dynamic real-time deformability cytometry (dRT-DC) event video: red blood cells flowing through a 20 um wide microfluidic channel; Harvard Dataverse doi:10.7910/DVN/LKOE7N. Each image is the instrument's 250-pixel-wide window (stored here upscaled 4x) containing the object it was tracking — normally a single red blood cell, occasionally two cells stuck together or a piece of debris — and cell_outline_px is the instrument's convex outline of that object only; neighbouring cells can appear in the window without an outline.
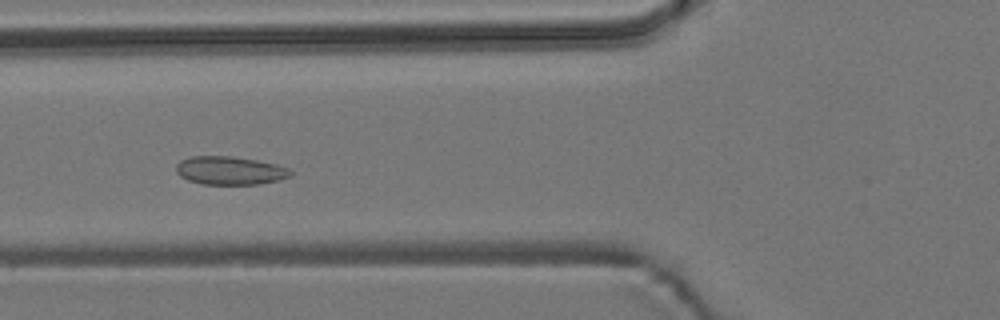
{"species": "common noctule bat (a hibernating species)", "species_latin": "Nyctalus noctula", "temperature_condition": "room temperature", "stored_images_in_passage": 54, "camera_frame_rate_fps": 3000, "um_per_image_px": 0.085, "animal": {"sex": "male", "body_mass_g": 19.2, "forearm_length_mm": 51.8}, "frame": {"image": 1, "passage_image": 18, "time_ms": 5.667, "image_size_px": [1000, 320], "cell_outline_px": [[292, 176], [260, 184], [204, 184], [188, 180], [180, 176], [176, 172], [176, 164], [180, 160], [192, 156], [232, 156], [256, 160], [276, 164], [288, 168], [292, 172]], "centroid_in_image_um": [19.53, 14.49], "position_along_channel_um": 106.3, "area_um2": 18.84}}
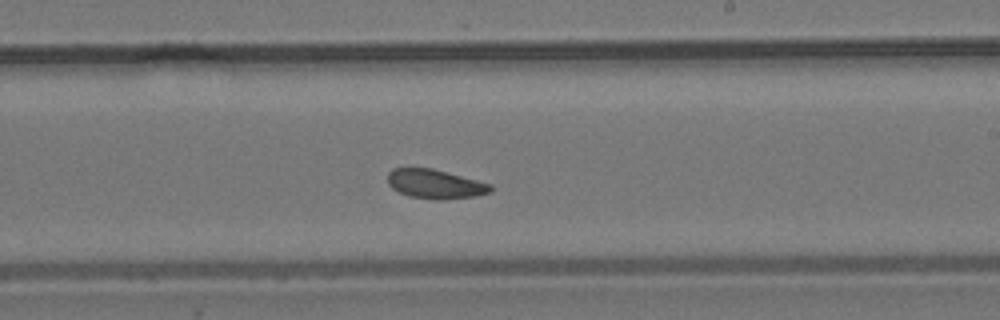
{"frame": {"image": 2, "passage_image": 30, "time_ms": 9.667, "image_size_px": [1000, 320], "cell_outline_px": [[492, 192], [476, 196], [444, 200], [436, 200], [408, 196], [392, 188], [388, 184], [388, 172], [392, 168], [432, 168], [492, 184]], "centroid_in_image_um": [37.0, 15.65], "position_along_channel_um": 252.0, "area_um2": 17.63}}
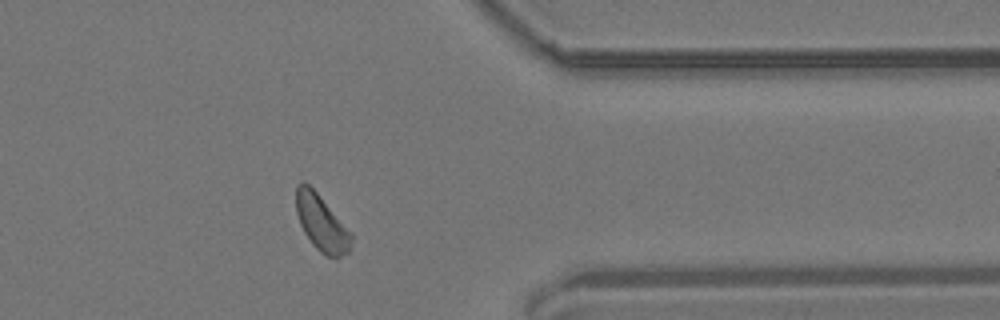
{"frame": {"image": 3, "passage_image": 42, "time_ms": 13.667, "image_size_px": [1000, 320], "cell_outline_px": [[352, 240], [348, 252], [336, 260], [320, 252], [312, 244], [304, 232], [300, 224], [296, 212], [296, 184], [300, 180], [304, 180], [316, 192], [352, 232]], "centroid_in_image_um": [27.32, 18.96], "position_along_channel_um": 384.1, "area_um2": 18.15}, "authors_computed_cell_mechanics": {"area_um2": 18.1492, "velocity_mm_per_s": 3.6523, "shape_relaxation_time_tau1_ms": null, "shape_relaxation_time_tau2_ms": 7.262, "deformation_change_tau1": null, "deformation_change_tau2": 0.1172}}